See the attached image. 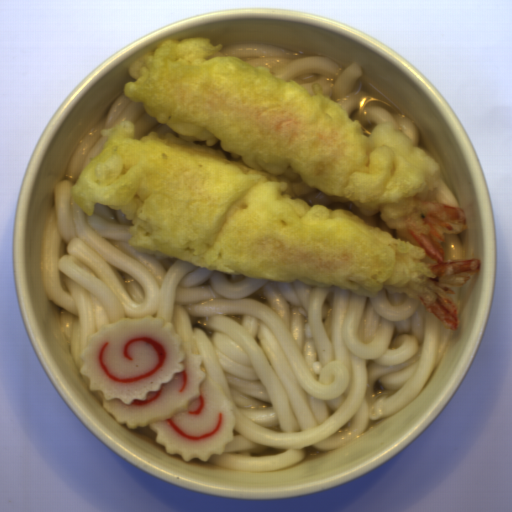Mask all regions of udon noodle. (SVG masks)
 <instances>
[{
    "label": "udon noodle",
    "mask_w": 512,
    "mask_h": 512,
    "mask_svg": "<svg viewBox=\"0 0 512 512\" xmlns=\"http://www.w3.org/2000/svg\"><path fill=\"white\" fill-rule=\"evenodd\" d=\"M123 120L134 139L175 132L123 93L82 136L54 186L42 226L41 287L60 313L61 337L79 373L81 347L101 325L153 316L171 322L232 403V441L207 462L275 472L307 447L337 450L370 421L403 411L443 360L454 329L417 297L361 296L339 286L226 274L129 247L121 209L81 211L71 188Z\"/></svg>",
    "instance_id": "d5520da0"
},
{
    "label": "udon noodle",
    "mask_w": 512,
    "mask_h": 512,
    "mask_svg": "<svg viewBox=\"0 0 512 512\" xmlns=\"http://www.w3.org/2000/svg\"><path fill=\"white\" fill-rule=\"evenodd\" d=\"M222 50L208 56H233L252 66H264L276 77L295 80L312 96L313 83H320L324 95L339 104L350 120H358L363 136H370L380 122L390 121L417 147L420 133L413 119L405 113H392L376 105L372 94L364 91L360 77L364 74L357 61L343 67L324 55L301 54L296 51L256 42H228Z\"/></svg>",
    "instance_id": "a0691cae"
},
{
    "label": "udon noodle",
    "mask_w": 512,
    "mask_h": 512,
    "mask_svg": "<svg viewBox=\"0 0 512 512\" xmlns=\"http://www.w3.org/2000/svg\"><path fill=\"white\" fill-rule=\"evenodd\" d=\"M445 259H465L461 241L457 233H444V242L440 243Z\"/></svg>",
    "instance_id": "8dc81ce9"
},
{
    "label": "udon noodle",
    "mask_w": 512,
    "mask_h": 512,
    "mask_svg": "<svg viewBox=\"0 0 512 512\" xmlns=\"http://www.w3.org/2000/svg\"><path fill=\"white\" fill-rule=\"evenodd\" d=\"M436 193L443 203L459 207L460 204L454 192L447 186V184L441 178L440 184L436 187Z\"/></svg>",
    "instance_id": "b55badf4"
},
{
    "label": "udon noodle",
    "mask_w": 512,
    "mask_h": 512,
    "mask_svg": "<svg viewBox=\"0 0 512 512\" xmlns=\"http://www.w3.org/2000/svg\"><path fill=\"white\" fill-rule=\"evenodd\" d=\"M139 430L144 433L151 441H153L156 445H160L156 442V436H157V433L155 431H153L149 424L146 425V426H139Z\"/></svg>",
    "instance_id": "49779ff9"
},
{
    "label": "udon noodle",
    "mask_w": 512,
    "mask_h": 512,
    "mask_svg": "<svg viewBox=\"0 0 512 512\" xmlns=\"http://www.w3.org/2000/svg\"><path fill=\"white\" fill-rule=\"evenodd\" d=\"M454 290V294H447L450 296V298H452L456 304L459 306V300H460V297L462 295V286L461 287H454L452 288Z\"/></svg>",
    "instance_id": "72d5601a"
}]
</instances>
